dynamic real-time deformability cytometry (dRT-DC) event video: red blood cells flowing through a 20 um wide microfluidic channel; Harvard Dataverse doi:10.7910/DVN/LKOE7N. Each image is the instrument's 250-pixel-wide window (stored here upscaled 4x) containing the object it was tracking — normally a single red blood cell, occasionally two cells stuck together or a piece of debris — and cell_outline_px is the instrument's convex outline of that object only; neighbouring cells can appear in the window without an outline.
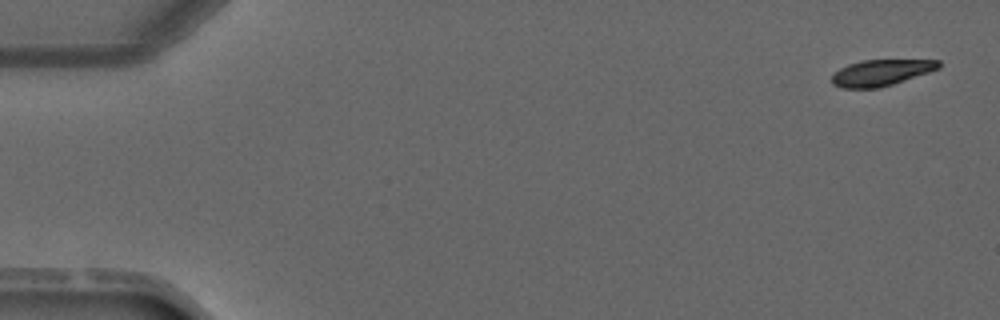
{"species": "common noctule bat (a hibernating species)", "species_latin": "Nyctalus noctula", "temperature_condition": "warm", "stored_images_in_passage": 4, "segment_of_instrument_passage": [1, 2], "camera_frame_rate_fps": 3000, "um_per_image_px": 0.085, "animal": {"sex": "male", "forearm_length_mm": 52.5}, "frame": {"image": 1, "passage_image": 1, "time_ms": 0.0, "image_size_px": [1000, 320], "cell_outline_px": [[940, 68], [880, 88], [840, 88], [832, 84], [832, 76], [840, 68], [848, 64], [864, 60], [940, 60]], "centroid_in_image_um": [74.87, 6.18], "position_along_channel_um": 10.1, "area_um2": 16.13}}